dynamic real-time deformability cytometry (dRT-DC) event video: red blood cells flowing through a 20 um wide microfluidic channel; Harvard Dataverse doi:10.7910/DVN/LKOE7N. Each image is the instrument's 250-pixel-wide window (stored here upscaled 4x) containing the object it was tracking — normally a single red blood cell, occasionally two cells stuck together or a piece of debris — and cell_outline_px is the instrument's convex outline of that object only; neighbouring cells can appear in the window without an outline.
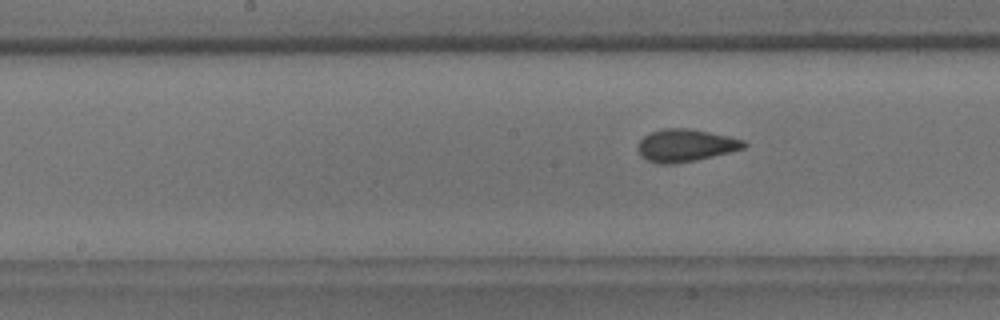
{"species": "common noctule bat (a hibernating species)", "species_latin": "Nyctalus noctula", "temperature_condition": "room temperature", "stored_images_in_passage": 9, "segment_of_instrument_passage": [2, 2], "camera_frame_rate_fps": 3000, "um_per_image_px": 0.085, "animal": {"sex": "male", "body_mass_g": 18.8}, "frame": {"image": 1, "passage_image": 9, "time_ms": 10.0, "image_size_px": [1000, 320], "cell_outline_px": [[748, 144], [744, 148], [696, 160], [676, 164], [660, 164], [648, 160], [640, 156], [636, 148], [640, 140], [644, 136], [652, 132], [664, 128], [688, 128], [728, 136], [744, 140]], "centroid_in_image_um": [58.24, 12.36], "position_along_channel_um": 190.0, "area_um2": 20.0}}